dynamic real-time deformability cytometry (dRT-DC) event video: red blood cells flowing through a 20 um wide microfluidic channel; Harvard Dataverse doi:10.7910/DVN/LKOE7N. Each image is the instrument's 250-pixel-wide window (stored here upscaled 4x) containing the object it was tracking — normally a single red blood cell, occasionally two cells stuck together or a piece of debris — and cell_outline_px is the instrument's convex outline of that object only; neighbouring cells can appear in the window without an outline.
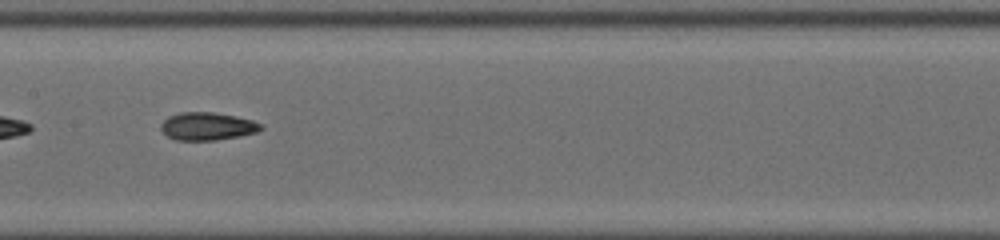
{"species": "common noctule bat (a hibernating species)", "species_latin": "Nyctalus noctula", "temperature_condition": "cold", "stored_images_in_passage": 37, "camera_frame_rate_fps": 3000, "um_per_image_px": 0.085, "animal": {"sex": "male", "body_mass_g": 19.0, "forearm_length_mm": 50.8}, "frame": {"image": 1, "passage_image": 11, "time_ms": 3.333, "image_size_px": [1000, 240], "cell_outline_px": [[264, 128], [256, 132], [240, 136], [216, 140], [176, 140], [168, 136], [160, 128], [160, 124], [168, 116], [180, 112], [212, 112], [236, 116], [252, 120], [260, 124]], "centroid_in_image_um": [17.61, 10.73], "position_along_channel_um": 189.8, "area_um2": 16.18}, "authors_computed_cell_mechanics": {"area_um2": 16.3574, "velocity_mm_per_s": 3.9696, "shape_relaxation_time_tau1_ms": null, "shape_relaxation_time_tau2_ms": 3.2059, "deformation_change_tau1": null, "deformation_change_tau2": 0.1088}}